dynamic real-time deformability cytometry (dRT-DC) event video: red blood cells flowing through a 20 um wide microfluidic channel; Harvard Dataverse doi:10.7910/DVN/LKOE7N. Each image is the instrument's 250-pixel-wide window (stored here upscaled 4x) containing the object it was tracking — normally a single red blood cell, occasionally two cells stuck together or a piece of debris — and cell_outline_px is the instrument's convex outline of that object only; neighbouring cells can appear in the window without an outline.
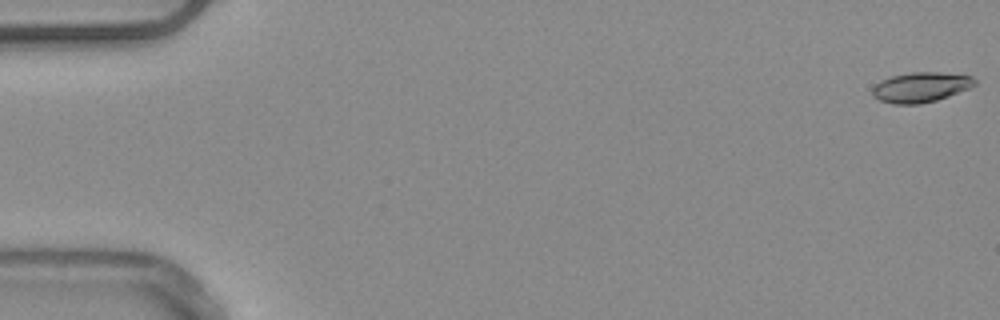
{"species": "common noctule bat (a hibernating species)", "species_latin": "Nyctalus noctula", "temperature_condition": "warm", "stored_images_in_passage": 53, "camera_frame_rate_fps": 3000, "um_per_image_px": 0.085, "animal": {"sex": "male", "body_mass_g": 20.4}, "frame": {"image": 1, "passage_image": 1, "time_ms": 0.0, "image_size_px": [1000, 320], "cell_outline_px": [[976, 84], [968, 88], [948, 96], [936, 100], [920, 104], [896, 104], [880, 100], [872, 96], [872, 88], [880, 80], [892, 76], [912, 72], [940, 72], [972, 76], [976, 80]], "centroid_in_image_um": [78.25, 7.41], "position_along_channel_um": 6.8, "area_um2": 17.8}}
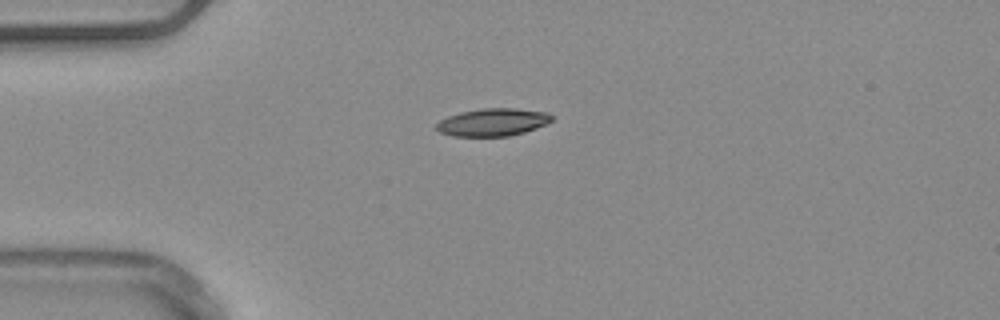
{"frame": {"image": 2, "passage_image": 14, "time_ms": 4.333, "image_size_px": [1000, 320], "cell_outline_px": [[552, 120], [536, 128], [524, 132], [508, 136], [452, 136], [440, 132], [436, 128], [436, 124], [440, 120], [448, 116], [460, 112], [480, 108], [516, 108], [548, 112], [552, 116]], "centroid_in_image_um": [41.87, 10.38], "position_along_channel_um": 43.1, "area_um2": 18.55}}
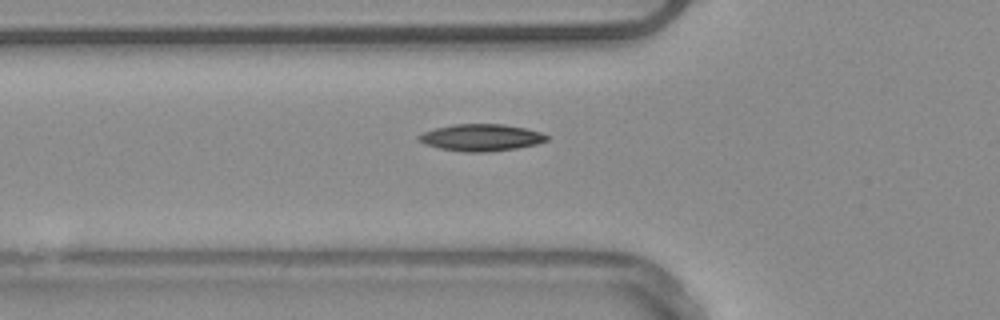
{"frame": {"image": 3, "passage_image": 19, "time_ms": 6.0, "image_size_px": [1000, 320], "cell_outline_px": [[548, 140], [536, 144], [516, 148], [484, 152], [464, 152], [440, 148], [424, 144], [416, 136], [424, 132], [436, 128], [452, 124], [504, 124], [524, 128], [540, 132], [548, 136]], "centroid_in_image_um": [40.88, 11.69], "position_along_channel_um": 84.9, "area_um2": 19.88}, "authors_computed_cell_mechanics": {"area_um2": 18.4382, "velocity_mm_per_s": 3.9098, "shape_relaxation_time_tau1_ms": 7.6657, "shape_relaxation_time_tau2_ms": 7.2333, "deformation_change_tau1": 0.1578, "deformation_change_tau2": 0.1201}}